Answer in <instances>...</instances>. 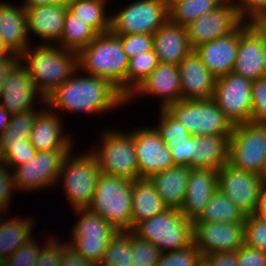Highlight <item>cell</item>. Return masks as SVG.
<instances>
[{
  "instance_id": "obj_38",
  "label": "cell",
  "mask_w": 266,
  "mask_h": 266,
  "mask_svg": "<svg viewBox=\"0 0 266 266\" xmlns=\"http://www.w3.org/2000/svg\"><path fill=\"white\" fill-rule=\"evenodd\" d=\"M158 63L154 49L129 59L126 71V98L157 67Z\"/></svg>"
},
{
  "instance_id": "obj_3",
  "label": "cell",
  "mask_w": 266,
  "mask_h": 266,
  "mask_svg": "<svg viewBox=\"0 0 266 266\" xmlns=\"http://www.w3.org/2000/svg\"><path fill=\"white\" fill-rule=\"evenodd\" d=\"M128 61L120 37L111 31L97 34L78 52L81 71L109 80L125 97Z\"/></svg>"
},
{
  "instance_id": "obj_55",
  "label": "cell",
  "mask_w": 266,
  "mask_h": 266,
  "mask_svg": "<svg viewBox=\"0 0 266 266\" xmlns=\"http://www.w3.org/2000/svg\"><path fill=\"white\" fill-rule=\"evenodd\" d=\"M18 61V59H1L0 60V92L3 87L4 80L11 67Z\"/></svg>"
},
{
  "instance_id": "obj_18",
  "label": "cell",
  "mask_w": 266,
  "mask_h": 266,
  "mask_svg": "<svg viewBox=\"0 0 266 266\" xmlns=\"http://www.w3.org/2000/svg\"><path fill=\"white\" fill-rule=\"evenodd\" d=\"M35 96L45 104L43 95L37 90L29 73L19 60L11 67L0 92V106L10 114L36 109ZM35 105V106H34Z\"/></svg>"
},
{
  "instance_id": "obj_7",
  "label": "cell",
  "mask_w": 266,
  "mask_h": 266,
  "mask_svg": "<svg viewBox=\"0 0 266 266\" xmlns=\"http://www.w3.org/2000/svg\"><path fill=\"white\" fill-rule=\"evenodd\" d=\"M70 151L65 157L57 180L63 182L66 198L73 209L88 207L94 197L96 182L100 175L96 156L91 152L74 155ZM72 154V155H71Z\"/></svg>"
},
{
  "instance_id": "obj_60",
  "label": "cell",
  "mask_w": 266,
  "mask_h": 266,
  "mask_svg": "<svg viewBox=\"0 0 266 266\" xmlns=\"http://www.w3.org/2000/svg\"><path fill=\"white\" fill-rule=\"evenodd\" d=\"M263 63H264V67H265V70H264V74H263V77L266 78V31H263Z\"/></svg>"
},
{
  "instance_id": "obj_64",
  "label": "cell",
  "mask_w": 266,
  "mask_h": 266,
  "mask_svg": "<svg viewBox=\"0 0 266 266\" xmlns=\"http://www.w3.org/2000/svg\"><path fill=\"white\" fill-rule=\"evenodd\" d=\"M168 2H182V1H185V0H167Z\"/></svg>"
},
{
  "instance_id": "obj_57",
  "label": "cell",
  "mask_w": 266,
  "mask_h": 266,
  "mask_svg": "<svg viewBox=\"0 0 266 266\" xmlns=\"http://www.w3.org/2000/svg\"><path fill=\"white\" fill-rule=\"evenodd\" d=\"M1 59H18V55H16L0 37V60Z\"/></svg>"
},
{
  "instance_id": "obj_16",
  "label": "cell",
  "mask_w": 266,
  "mask_h": 266,
  "mask_svg": "<svg viewBox=\"0 0 266 266\" xmlns=\"http://www.w3.org/2000/svg\"><path fill=\"white\" fill-rule=\"evenodd\" d=\"M264 185L259 175L237 169L229 163L218 170V189L245 215L254 214Z\"/></svg>"
},
{
  "instance_id": "obj_63",
  "label": "cell",
  "mask_w": 266,
  "mask_h": 266,
  "mask_svg": "<svg viewBox=\"0 0 266 266\" xmlns=\"http://www.w3.org/2000/svg\"><path fill=\"white\" fill-rule=\"evenodd\" d=\"M3 167H5V164H4V156H3V151L0 148V168H3Z\"/></svg>"
},
{
  "instance_id": "obj_17",
  "label": "cell",
  "mask_w": 266,
  "mask_h": 266,
  "mask_svg": "<svg viewBox=\"0 0 266 266\" xmlns=\"http://www.w3.org/2000/svg\"><path fill=\"white\" fill-rule=\"evenodd\" d=\"M130 133L134 139L139 178H149L175 166L169 149L155 127H141Z\"/></svg>"
},
{
  "instance_id": "obj_24",
  "label": "cell",
  "mask_w": 266,
  "mask_h": 266,
  "mask_svg": "<svg viewBox=\"0 0 266 266\" xmlns=\"http://www.w3.org/2000/svg\"><path fill=\"white\" fill-rule=\"evenodd\" d=\"M42 111L35 118L30 142L37 151L73 150L72 135H65L59 112Z\"/></svg>"
},
{
  "instance_id": "obj_14",
  "label": "cell",
  "mask_w": 266,
  "mask_h": 266,
  "mask_svg": "<svg viewBox=\"0 0 266 266\" xmlns=\"http://www.w3.org/2000/svg\"><path fill=\"white\" fill-rule=\"evenodd\" d=\"M233 2L226 0L214 11L203 14L186 26L193 50L201 44L230 34L243 22Z\"/></svg>"
},
{
  "instance_id": "obj_32",
  "label": "cell",
  "mask_w": 266,
  "mask_h": 266,
  "mask_svg": "<svg viewBox=\"0 0 266 266\" xmlns=\"http://www.w3.org/2000/svg\"><path fill=\"white\" fill-rule=\"evenodd\" d=\"M246 215L220 189H217L204 207L201 215L193 221L213 223H244Z\"/></svg>"
},
{
  "instance_id": "obj_11",
  "label": "cell",
  "mask_w": 266,
  "mask_h": 266,
  "mask_svg": "<svg viewBox=\"0 0 266 266\" xmlns=\"http://www.w3.org/2000/svg\"><path fill=\"white\" fill-rule=\"evenodd\" d=\"M110 16V31L115 35H153L169 20L168 1L135 0Z\"/></svg>"
},
{
  "instance_id": "obj_21",
  "label": "cell",
  "mask_w": 266,
  "mask_h": 266,
  "mask_svg": "<svg viewBox=\"0 0 266 266\" xmlns=\"http://www.w3.org/2000/svg\"><path fill=\"white\" fill-rule=\"evenodd\" d=\"M240 39V25L230 34L199 45L194 49L202 63L215 77L233 71Z\"/></svg>"
},
{
  "instance_id": "obj_12",
  "label": "cell",
  "mask_w": 266,
  "mask_h": 266,
  "mask_svg": "<svg viewBox=\"0 0 266 266\" xmlns=\"http://www.w3.org/2000/svg\"><path fill=\"white\" fill-rule=\"evenodd\" d=\"M252 81L230 72L215 79L212 99L233 125L250 122Z\"/></svg>"
},
{
  "instance_id": "obj_26",
  "label": "cell",
  "mask_w": 266,
  "mask_h": 266,
  "mask_svg": "<svg viewBox=\"0 0 266 266\" xmlns=\"http://www.w3.org/2000/svg\"><path fill=\"white\" fill-rule=\"evenodd\" d=\"M66 9L67 5H45L25 9L28 35L32 31L38 38L44 39L42 44H58L64 30Z\"/></svg>"
},
{
  "instance_id": "obj_25",
  "label": "cell",
  "mask_w": 266,
  "mask_h": 266,
  "mask_svg": "<svg viewBox=\"0 0 266 266\" xmlns=\"http://www.w3.org/2000/svg\"><path fill=\"white\" fill-rule=\"evenodd\" d=\"M153 49L161 63L178 65L192 51L186 27L168 20L153 34Z\"/></svg>"
},
{
  "instance_id": "obj_61",
  "label": "cell",
  "mask_w": 266,
  "mask_h": 266,
  "mask_svg": "<svg viewBox=\"0 0 266 266\" xmlns=\"http://www.w3.org/2000/svg\"><path fill=\"white\" fill-rule=\"evenodd\" d=\"M259 176H260L261 180L264 182V184H266V157H265L263 168H262Z\"/></svg>"
},
{
  "instance_id": "obj_20",
  "label": "cell",
  "mask_w": 266,
  "mask_h": 266,
  "mask_svg": "<svg viewBox=\"0 0 266 266\" xmlns=\"http://www.w3.org/2000/svg\"><path fill=\"white\" fill-rule=\"evenodd\" d=\"M263 30L253 22L240 24V39L233 73L244 76L251 81L263 77Z\"/></svg>"
},
{
  "instance_id": "obj_9",
  "label": "cell",
  "mask_w": 266,
  "mask_h": 266,
  "mask_svg": "<svg viewBox=\"0 0 266 266\" xmlns=\"http://www.w3.org/2000/svg\"><path fill=\"white\" fill-rule=\"evenodd\" d=\"M73 210L81 216L72 229V241L66 243L85 260L98 265L110 240L118 231L89 207Z\"/></svg>"
},
{
  "instance_id": "obj_45",
  "label": "cell",
  "mask_w": 266,
  "mask_h": 266,
  "mask_svg": "<svg viewBox=\"0 0 266 266\" xmlns=\"http://www.w3.org/2000/svg\"><path fill=\"white\" fill-rule=\"evenodd\" d=\"M118 36L128 59L153 49V35L151 34H126Z\"/></svg>"
},
{
  "instance_id": "obj_6",
  "label": "cell",
  "mask_w": 266,
  "mask_h": 266,
  "mask_svg": "<svg viewBox=\"0 0 266 266\" xmlns=\"http://www.w3.org/2000/svg\"><path fill=\"white\" fill-rule=\"evenodd\" d=\"M165 110L178 120L192 136H230L232 122L219 109L215 101L184 100L168 105Z\"/></svg>"
},
{
  "instance_id": "obj_54",
  "label": "cell",
  "mask_w": 266,
  "mask_h": 266,
  "mask_svg": "<svg viewBox=\"0 0 266 266\" xmlns=\"http://www.w3.org/2000/svg\"><path fill=\"white\" fill-rule=\"evenodd\" d=\"M70 0H24V4L21 6L24 9L34 8L45 5H67Z\"/></svg>"
},
{
  "instance_id": "obj_28",
  "label": "cell",
  "mask_w": 266,
  "mask_h": 266,
  "mask_svg": "<svg viewBox=\"0 0 266 266\" xmlns=\"http://www.w3.org/2000/svg\"><path fill=\"white\" fill-rule=\"evenodd\" d=\"M190 167L175 165L149 177L168 208L181 209L187 189Z\"/></svg>"
},
{
  "instance_id": "obj_62",
  "label": "cell",
  "mask_w": 266,
  "mask_h": 266,
  "mask_svg": "<svg viewBox=\"0 0 266 266\" xmlns=\"http://www.w3.org/2000/svg\"><path fill=\"white\" fill-rule=\"evenodd\" d=\"M197 266H212V265L205 257H202V259L198 262Z\"/></svg>"
},
{
  "instance_id": "obj_35",
  "label": "cell",
  "mask_w": 266,
  "mask_h": 266,
  "mask_svg": "<svg viewBox=\"0 0 266 266\" xmlns=\"http://www.w3.org/2000/svg\"><path fill=\"white\" fill-rule=\"evenodd\" d=\"M97 33L75 14L66 9L64 17V30L58 46L79 52L85 48Z\"/></svg>"
},
{
  "instance_id": "obj_59",
  "label": "cell",
  "mask_w": 266,
  "mask_h": 266,
  "mask_svg": "<svg viewBox=\"0 0 266 266\" xmlns=\"http://www.w3.org/2000/svg\"><path fill=\"white\" fill-rule=\"evenodd\" d=\"M261 30L266 31V9L253 21Z\"/></svg>"
},
{
  "instance_id": "obj_50",
  "label": "cell",
  "mask_w": 266,
  "mask_h": 266,
  "mask_svg": "<svg viewBox=\"0 0 266 266\" xmlns=\"http://www.w3.org/2000/svg\"><path fill=\"white\" fill-rule=\"evenodd\" d=\"M236 254L239 266H266V252L249 247L245 243Z\"/></svg>"
},
{
  "instance_id": "obj_52",
  "label": "cell",
  "mask_w": 266,
  "mask_h": 266,
  "mask_svg": "<svg viewBox=\"0 0 266 266\" xmlns=\"http://www.w3.org/2000/svg\"><path fill=\"white\" fill-rule=\"evenodd\" d=\"M60 266H98L96 263L85 260L77 254L67 243L61 242Z\"/></svg>"
},
{
  "instance_id": "obj_33",
  "label": "cell",
  "mask_w": 266,
  "mask_h": 266,
  "mask_svg": "<svg viewBox=\"0 0 266 266\" xmlns=\"http://www.w3.org/2000/svg\"><path fill=\"white\" fill-rule=\"evenodd\" d=\"M107 0H70L67 9L90 26L97 34L110 31Z\"/></svg>"
},
{
  "instance_id": "obj_43",
  "label": "cell",
  "mask_w": 266,
  "mask_h": 266,
  "mask_svg": "<svg viewBox=\"0 0 266 266\" xmlns=\"http://www.w3.org/2000/svg\"><path fill=\"white\" fill-rule=\"evenodd\" d=\"M160 110L159 124L155 129L159 132L163 141L180 142L185 141L191 134L175 118H173L165 109Z\"/></svg>"
},
{
  "instance_id": "obj_30",
  "label": "cell",
  "mask_w": 266,
  "mask_h": 266,
  "mask_svg": "<svg viewBox=\"0 0 266 266\" xmlns=\"http://www.w3.org/2000/svg\"><path fill=\"white\" fill-rule=\"evenodd\" d=\"M131 206L132 229L140 221L161 214L168 209L149 178L132 181Z\"/></svg>"
},
{
  "instance_id": "obj_48",
  "label": "cell",
  "mask_w": 266,
  "mask_h": 266,
  "mask_svg": "<svg viewBox=\"0 0 266 266\" xmlns=\"http://www.w3.org/2000/svg\"><path fill=\"white\" fill-rule=\"evenodd\" d=\"M53 237L40 247L35 266H60L61 242Z\"/></svg>"
},
{
  "instance_id": "obj_19",
  "label": "cell",
  "mask_w": 266,
  "mask_h": 266,
  "mask_svg": "<svg viewBox=\"0 0 266 266\" xmlns=\"http://www.w3.org/2000/svg\"><path fill=\"white\" fill-rule=\"evenodd\" d=\"M144 94L159 97L162 104L160 109L181 101L182 91L178 66L159 62L157 67L126 98V102L130 104L137 95L142 97Z\"/></svg>"
},
{
  "instance_id": "obj_31",
  "label": "cell",
  "mask_w": 266,
  "mask_h": 266,
  "mask_svg": "<svg viewBox=\"0 0 266 266\" xmlns=\"http://www.w3.org/2000/svg\"><path fill=\"white\" fill-rule=\"evenodd\" d=\"M4 214L0 213V265L12 255L20 246L29 243L33 219H3ZM5 220V221H4Z\"/></svg>"
},
{
  "instance_id": "obj_40",
  "label": "cell",
  "mask_w": 266,
  "mask_h": 266,
  "mask_svg": "<svg viewBox=\"0 0 266 266\" xmlns=\"http://www.w3.org/2000/svg\"><path fill=\"white\" fill-rule=\"evenodd\" d=\"M162 252L132 232V266H157Z\"/></svg>"
},
{
  "instance_id": "obj_23",
  "label": "cell",
  "mask_w": 266,
  "mask_h": 266,
  "mask_svg": "<svg viewBox=\"0 0 266 266\" xmlns=\"http://www.w3.org/2000/svg\"><path fill=\"white\" fill-rule=\"evenodd\" d=\"M217 189V170L191 168L184 203L180 211L189 220H196Z\"/></svg>"
},
{
  "instance_id": "obj_37",
  "label": "cell",
  "mask_w": 266,
  "mask_h": 266,
  "mask_svg": "<svg viewBox=\"0 0 266 266\" xmlns=\"http://www.w3.org/2000/svg\"><path fill=\"white\" fill-rule=\"evenodd\" d=\"M132 231H118L98 266H132Z\"/></svg>"
},
{
  "instance_id": "obj_1",
  "label": "cell",
  "mask_w": 266,
  "mask_h": 266,
  "mask_svg": "<svg viewBox=\"0 0 266 266\" xmlns=\"http://www.w3.org/2000/svg\"><path fill=\"white\" fill-rule=\"evenodd\" d=\"M79 71L45 98L48 109L100 114L126 104V97L109 80L90 74L78 77Z\"/></svg>"
},
{
  "instance_id": "obj_5",
  "label": "cell",
  "mask_w": 266,
  "mask_h": 266,
  "mask_svg": "<svg viewBox=\"0 0 266 266\" xmlns=\"http://www.w3.org/2000/svg\"><path fill=\"white\" fill-rule=\"evenodd\" d=\"M138 238L155 245L162 253L176 251L193 243L192 221L180 209L163 213L137 223L131 230Z\"/></svg>"
},
{
  "instance_id": "obj_58",
  "label": "cell",
  "mask_w": 266,
  "mask_h": 266,
  "mask_svg": "<svg viewBox=\"0 0 266 266\" xmlns=\"http://www.w3.org/2000/svg\"><path fill=\"white\" fill-rule=\"evenodd\" d=\"M10 116L11 114L6 109L0 106V135L7 127L10 120Z\"/></svg>"
},
{
  "instance_id": "obj_36",
  "label": "cell",
  "mask_w": 266,
  "mask_h": 266,
  "mask_svg": "<svg viewBox=\"0 0 266 266\" xmlns=\"http://www.w3.org/2000/svg\"><path fill=\"white\" fill-rule=\"evenodd\" d=\"M40 112L32 109L11 114L7 127L0 135V148L5 144H24V140H30L35 118Z\"/></svg>"
},
{
  "instance_id": "obj_51",
  "label": "cell",
  "mask_w": 266,
  "mask_h": 266,
  "mask_svg": "<svg viewBox=\"0 0 266 266\" xmlns=\"http://www.w3.org/2000/svg\"><path fill=\"white\" fill-rule=\"evenodd\" d=\"M12 170L5 166L0 168V213H6L10 205V200L13 199L14 185L12 181Z\"/></svg>"
},
{
  "instance_id": "obj_44",
  "label": "cell",
  "mask_w": 266,
  "mask_h": 266,
  "mask_svg": "<svg viewBox=\"0 0 266 266\" xmlns=\"http://www.w3.org/2000/svg\"><path fill=\"white\" fill-rule=\"evenodd\" d=\"M253 102L250 122L266 123V78L260 77L252 81Z\"/></svg>"
},
{
  "instance_id": "obj_46",
  "label": "cell",
  "mask_w": 266,
  "mask_h": 266,
  "mask_svg": "<svg viewBox=\"0 0 266 266\" xmlns=\"http://www.w3.org/2000/svg\"><path fill=\"white\" fill-rule=\"evenodd\" d=\"M33 240L20 246L0 266H35L41 244Z\"/></svg>"
},
{
  "instance_id": "obj_13",
  "label": "cell",
  "mask_w": 266,
  "mask_h": 266,
  "mask_svg": "<svg viewBox=\"0 0 266 266\" xmlns=\"http://www.w3.org/2000/svg\"><path fill=\"white\" fill-rule=\"evenodd\" d=\"M72 150L38 151L24 165L13 168L15 190L32 191L45 187L55 188L65 157ZM44 187V188H43Z\"/></svg>"
},
{
  "instance_id": "obj_41",
  "label": "cell",
  "mask_w": 266,
  "mask_h": 266,
  "mask_svg": "<svg viewBox=\"0 0 266 266\" xmlns=\"http://www.w3.org/2000/svg\"><path fill=\"white\" fill-rule=\"evenodd\" d=\"M4 164L8 169L24 165L37 154L30 140H24V144H5L2 148Z\"/></svg>"
},
{
  "instance_id": "obj_53",
  "label": "cell",
  "mask_w": 266,
  "mask_h": 266,
  "mask_svg": "<svg viewBox=\"0 0 266 266\" xmlns=\"http://www.w3.org/2000/svg\"><path fill=\"white\" fill-rule=\"evenodd\" d=\"M212 266H239L236 252H219L205 256Z\"/></svg>"
},
{
  "instance_id": "obj_56",
  "label": "cell",
  "mask_w": 266,
  "mask_h": 266,
  "mask_svg": "<svg viewBox=\"0 0 266 266\" xmlns=\"http://www.w3.org/2000/svg\"><path fill=\"white\" fill-rule=\"evenodd\" d=\"M254 214L266 219V184L261 189Z\"/></svg>"
},
{
  "instance_id": "obj_10",
  "label": "cell",
  "mask_w": 266,
  "mask_h": 266,
  "mask_svg": "<svg viewBox=\"0 0 266 266\" xmlns=\"http://www.w3.org/2000/svg\"><path fill=\"white\" fill-rule=\"evenodd\" d=\"M266 157V123H240L229 137L228 163L260 175Z\"/></svg>"
},
{
  "instance_id": "obj_29",
  "label": "cell",
  "mask_w": 266,
  "mask_h": 266,
  "mask_svg": "<svg viewBox=\"0 0 266 266\" xmlns=\"http://www.w3.org/2000/svg\"><path fill=\"white\" fill-rule=\"evenodd\" d=\"M230 136H193V168L219 170L228 163Z\"/></svg>"
},
{
  "instance_id": "obj_42",
  "label": "cell",
  "mask_w": 266,
  "mask_h": 266,
  "mask_svg": "<svg viewBox=\"0 0 266 266\" xmlns=\"http://www.w3.org/2000/svg\"><path fill=\"white\" fill-rule=\"evenodd\" d=\"M202 254L192 243L190 246L162 253L157 266H197Z\"/></svg>"
},
{
  "instance_id": "obj_8",
  "label": "cell",
  "mask_w": 266,
  "mask_h": 266,
  "mask_svg": "<svg viewBox=\"0 0 266 266\" xmlns=\"http://www.w3.org/2000/svg\"><path fill=\"white\" fill-rule=\"evenodd\" d=\"M108 130L103 131L97 150L93 148L91 151L96 156L100 173L131 181L139 179L133 135L130 132Z\"/></svg>"
},
{
  "instance_id": "obj_39",
  "label": "cell",
  "mask_w": 266,
  "mask_h": 266,
  "mask_svg": "<svg viewBox=\"0 0 266 266\" xmlns=\"http://www.w3.org/2000/svg\"><path fill=\"white\" fill-rule=\"evenodd\" d=\"M244 243L249 247L266 252V219L255 214L246 215Z\"/></svg>"
},
{
  "instance_id": "obj_47",
  "label": "cell",
  "mask_w": 266,
  "mask_h": 266,
  "mask_svg": "<svg viewBox=\"0 0 266 266\" xmlns=\"http://www.w3.org/2000/svg\"><path fill=\"white\" fill-rule=\"evenodd\" d=\"M165 146L169 149L174 165L187 166L193 168V136L185 141L172 142L164 141Z\"/></svg>"
},
{
  "instance_id": "obj_4",
  "label": "cell",
  "mask_w": 266,
  "mask_h": 266,
  "mask_svg": "<svg viewBox=\"0 0 266 266\" xmlns=\"http://www.w3.org/2000/svg\"><path fill=\"white\" fill-rule=\"evenodd\" d=\"M132 181L100 173L92 203L88 206L117 231H131Z\"/></svg>"
},
{
  "instance_id": "obj_2",
  "label": "cell",
  "mask_w": 266,
  "mask_h": 266,
  "mask_svg": "<svg viewBox=\"0 0 266 266\" xmlns=\"http://www.w3.org/2000/svg\"><path fill=\"white\" fill-rule=\"evenodd\" d=\"M37 90L46 98L79 69L78 52L51 44L31 45L18 56ZM25 61V62H23Z\"/></svg>"
},
{
  "instance_id": "obj_34",
  "label": "cell",
  "mask_w": 266,
  "mask_h": 266,
  "mask_svg": "<svg viewBox=\"0 0 266 266\" xmlns=\"http://www.w3.org/2000/svg\"><path fill=\"white\" fill-rule=\"evenodd\" d=\"M226 0H185L182 2H168L169 20L177 25L186 27L195 19L214 11Z\"/></svg>"
},
{
  "instance_id": "obj_22",
  "label": "cell",
  "mask_w": 266,
  "mask_h": 266,
  "mask_svg": "<svg viewBox=\"0 0 266 266\" xmlns=\"http://www.w3.org/2000/svg\"><path fill=\"white\" fill-rule=\"evenodd\" d=\"M182 99L205 100L213 97L215 77L193 50L178 65Z\"/></svg>"
},
{
  "instance_id": "obj_15",
  "label": "cell",
  "mask_w": 266,
  "mask_h": 266,
  "mask_svg": "<svg viewBox=\"0 0 266 266\" xmlns=\"http://www.w3.org/2000/svg\"><path fill=\"white\" fill-rule=\"evenodd\" d=\"M193 244L205 257L219 252H236L244 244V223L192 221Z\"/></svg>"
},
{
  "instance_id": "obj_49",
  "label": "cell",
  "mask_w": 266,
  "mask_h": 266,
  "mask_svg": "<svg viewBox=\"0 0 266 266\" xmlns=\"http://www.w3.org/2000/svg\"><path fill=\"white\" fill-rule=\"evenodd\" d=\"M237 2H234L237 12L246 22H253L266 9V0H237Z\"/></svg>"
},
{
  "instance_id": "obj_27",
  "label": "cell",
  "mask_w": 266,
  "mask_h": 266,
  "mask_svg": "<svg viewBox=\"0 0 266 266\" xmlns=\"http://www.w3.org/2000/svg\"><path fill=\"white\" fill-rule=\"evenodd\" d=\"M7 3L0 2V37L19 56L31 45L27 15L21 5Z\"/></svg>"
}]
</instances>
